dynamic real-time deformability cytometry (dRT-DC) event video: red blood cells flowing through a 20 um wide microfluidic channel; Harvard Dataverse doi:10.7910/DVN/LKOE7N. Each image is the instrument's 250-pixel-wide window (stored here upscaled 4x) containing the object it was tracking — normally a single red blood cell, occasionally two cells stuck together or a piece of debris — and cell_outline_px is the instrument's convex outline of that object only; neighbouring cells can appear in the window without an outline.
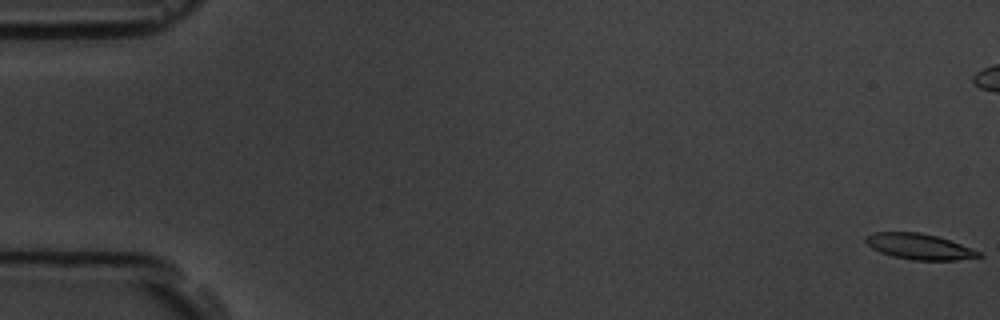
{"species": "common noctule bat (a hibernating species)", "species_latin": "Nyctalus noctula", "temperature_condition": "room temperature", "stored_images_in_passage": 6, "camera_frame_rate_fps": 3000, "um_per_image_px": 0.085, "animal": {"sex": "male", "body_mass_g": 19.5, "forearm_length_mm": 54.6}, "frame": {"image": 1, "passage_image": 1, "time_ms": 0.0, "image_size_px": [1000, 320], "cell_outline_px": [[984, 256], [956, 260], [912, 260], [892, 256], [880, 252], [872, 248], [864, 240], [872, 232], [920, 232], [936, 236], [960, 244], [980, 252]], "centroid_in_image_um": [78.12, 20.96], "position_along_channel_um": 6.9, "area_um2": 16.76}}
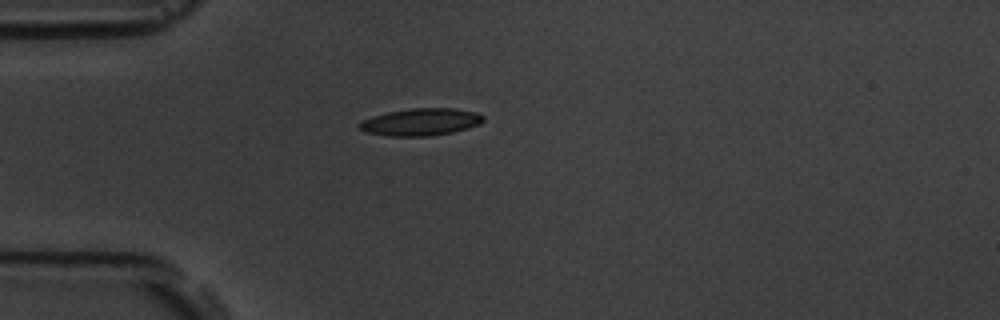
{"frame": {"image": 2, "passage_image": 6, "time_ms": 6.667, "image_size_px": [1000, 320], "cell_outline_px": [[484, 120], [480, 124], [468, 128], [452, 132], [428, 136], [388, 136], [364, 132], [356, 124], [372, 116], [388, 112], [412, 108], [456, 108], [476, 112], [484, 116]], "centroid_in_image_um": [35.77, 10.36], "position_along_channel_um": 49.2, "area_um2": 19.71}}